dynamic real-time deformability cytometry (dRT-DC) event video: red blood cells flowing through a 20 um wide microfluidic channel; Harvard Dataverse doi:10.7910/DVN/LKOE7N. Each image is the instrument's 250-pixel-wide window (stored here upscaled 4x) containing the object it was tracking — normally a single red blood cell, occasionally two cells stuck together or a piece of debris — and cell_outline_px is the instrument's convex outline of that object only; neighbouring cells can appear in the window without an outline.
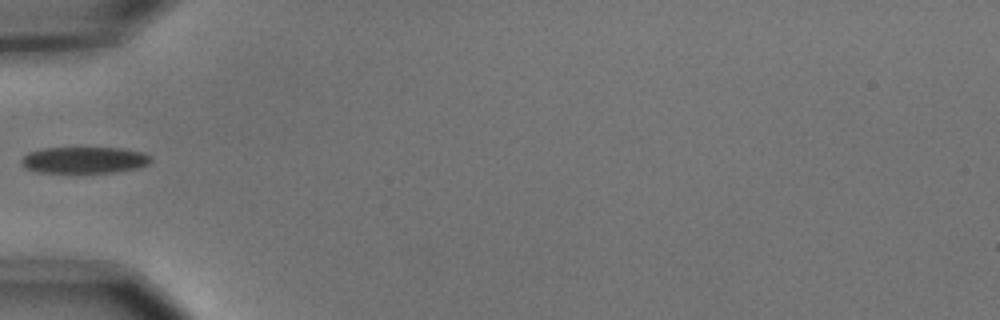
{"species": "common noctule bat (a hibernating species)", "species_latin": "Nyctalus noctula", "temperature_condition": "cold", "stored_images_in_passage": 6, "camera_frame_rate_fps": 3000, "um_per_image_px": 0.085, "animal": {"sex": "male", "body_mass_g": 15.6}, "frame": {"image": 1, "passage_image": 6, "time_ms": 1.667, "image_size_px": [1000, 320], "cell_outline_px": [[152, 160], [148, 164], [140, 168], [112, 172], [40, 172], [24, 168], [20, 160], [28, 152], [44, 148], [124, 148], [144, 152], [152, 156]], "centroid_in_image_um": [7.21, 13.59], "position_along_channel_um": 77.8, "area_um2": 20.06}}